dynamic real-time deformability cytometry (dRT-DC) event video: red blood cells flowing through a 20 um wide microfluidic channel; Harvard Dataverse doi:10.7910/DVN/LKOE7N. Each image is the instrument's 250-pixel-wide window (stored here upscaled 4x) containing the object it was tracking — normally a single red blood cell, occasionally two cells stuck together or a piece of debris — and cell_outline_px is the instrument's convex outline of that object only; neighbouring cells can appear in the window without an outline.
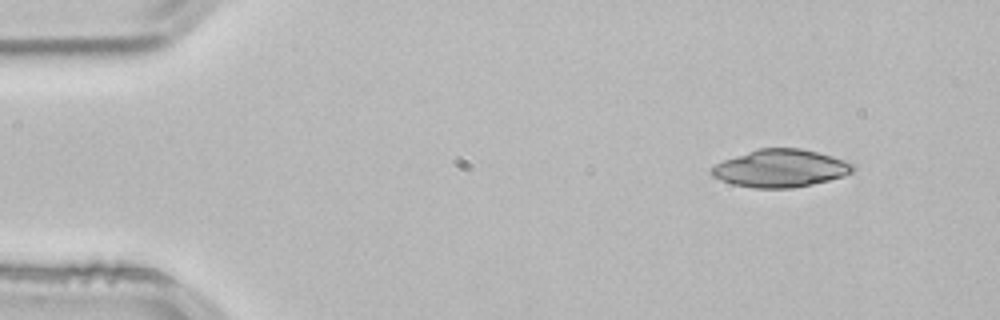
{"species": "common noctule bat (a hibernating species)", "species_latin": "Nyctalus noctula", "temperature_condition": "room temperature", "stored_images_in_passage": 48, "camera_frame_rate_fps": 3000, "um_per_image_px": 0.085, "animal": {"sex": "male", "body_mass_g": 21.5, "forearm_length_mm": 52.0}, "frame": {"image": 1, "passage_image": 1, "time_ms": 0.0, "image_size_px": [1000, 320], "cell_outline_px": [[856, 168], [852, 172], [844, 176], [812, 184], [792, 188], [756, 188], [732, 184], [712, 176], [712, 168], [716, 164], [724, 160], [756, 148], [800, 148], [832, 156], [856, 164]], "centroid_in_image_um": [66.37, 14.3], "position_along_channel_um": 18.6, "area_um2": 30.92}}